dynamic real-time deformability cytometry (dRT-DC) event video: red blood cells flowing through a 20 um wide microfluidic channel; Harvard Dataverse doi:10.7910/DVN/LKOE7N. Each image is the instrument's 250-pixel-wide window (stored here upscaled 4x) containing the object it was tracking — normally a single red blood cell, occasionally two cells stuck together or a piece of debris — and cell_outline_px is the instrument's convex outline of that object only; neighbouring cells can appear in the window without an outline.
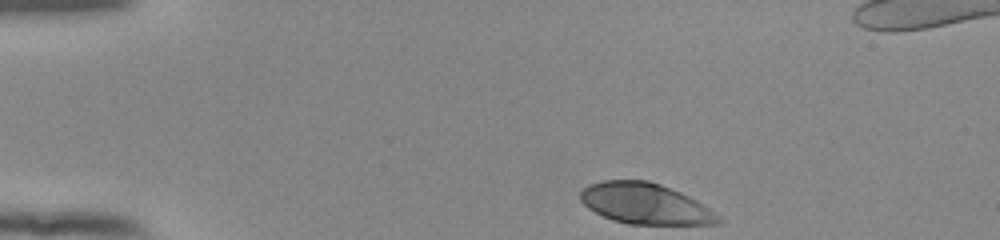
{"species": "human", "species_latin": "Homo sapiens", "temperature_condition": "room temperature", "stored_images_in_passage": 38, "camera_frame_rate_fps": 3000, "um_per_image_px": 0.085, "donor": {"sex": "female"}, "frame": {"image": 1, "passage_image": 1, "time_ms": 0.0, "image_size_px": [1000, 240], "cell_outline_px": [[724, 220], [720, 224], [628, 224], [612, 220], [588, 208], [580, 200], [580, 192], [588, 184], [604, 180], [648, 180], [660, 184], [680, 192], [696, 200], [720, 216]], "centroid_in_image_um": [54.84, 17.31], "position_along_channel_um": 30.2, "area_um2": 32.77}}
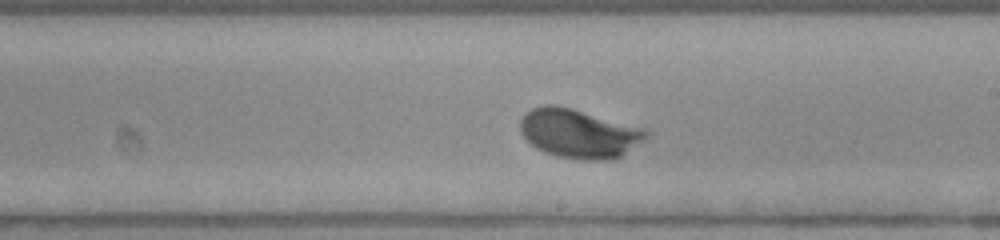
{"frame": {"image": 2, "passage_image": 23, "time_ms": 7.333, "image_size_px": [1000, 240], "cell_outline_px": [[652, 132], [644, 140], [620, 156], [612, 160], [580, 160], [556, 156], [544, 152], [536, 148], [520, 132], [520, 120], [524, 112], [532, 108], [544, 104], [556, 104], [572, 108], [648, 128]], "centroid_in_image_um": [49.23, 11.33], "position_along_channel_um": 239.8, "area_um2": 36.53}}
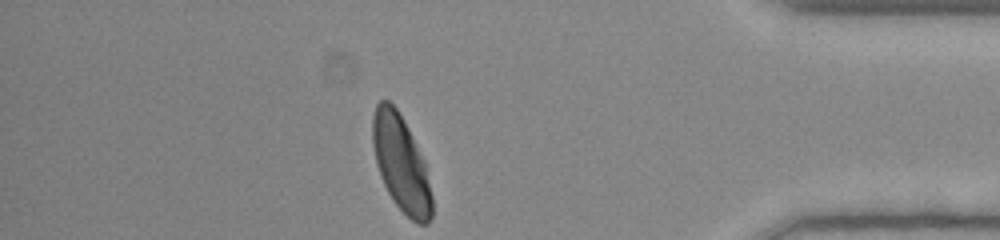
{"frame": {"image": 3, "passage_image": 38, "time_ms": 12.333, "image_size_px": [1000, 240], "cell_outline_px": [[432, 216], [428, 224], [416, 224], [392, 200], [380, 176], [376, 164], [372, 144], [372, 116], [376, 104], [380, 100], [388, 100], [396, 108], [404, 120], [424, 160], [432, 196]], "centroid_in_image_um": [34.07, 13.89], "position_along_channel_um": 401.1, "area_um2": 33.18}, "authors_computed_cell_mechanics": {"area_um2": 33.8997, "velocity_mm_per_s": 3.8482, "shape_relaxation_time_tau1_ms": 2.564, "shape_relaxation_time_tau2_ms": null, "deformation_change_tau1": 0.1702, "deformation_change_tau2": null}}